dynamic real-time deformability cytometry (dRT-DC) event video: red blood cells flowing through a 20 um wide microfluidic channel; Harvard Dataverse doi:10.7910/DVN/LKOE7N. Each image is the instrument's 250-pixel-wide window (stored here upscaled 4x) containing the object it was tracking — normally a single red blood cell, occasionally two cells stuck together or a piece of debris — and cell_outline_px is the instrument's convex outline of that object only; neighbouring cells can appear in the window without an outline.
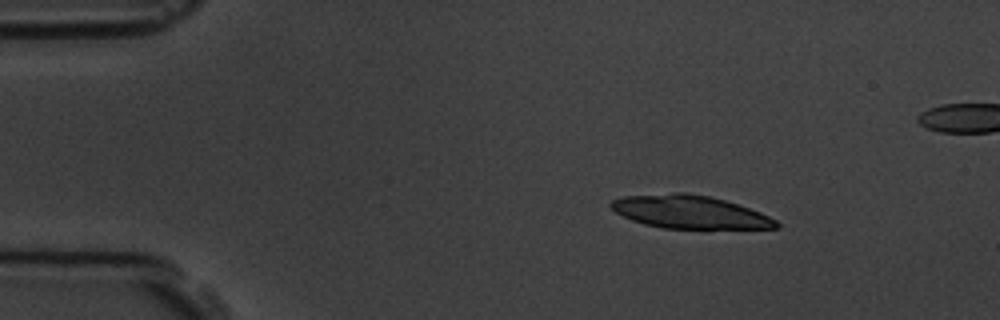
{"species": "common noctule bat (a hibernating species)", "species_latin": "Nyctalus noctula", "temperature_condition": "room temperature", "stored_images_in_passage": 5, "camera_frame_rate_fps": 3000, "um_per_image_px": 0.085, "animal": {"sex": "male", "body_mass_g": 19.5, "forearm_length_mm": 54.6}, "frame": {"image": 1, "passage_image": 2, "time_ms": 1.333, "image_size_px": [1000, 320], "cell_outline_px": [[780, 228], [664, 228], [644, 224], [632, 220], [616, 212], [608, 204], [612, 200], [624, 196], [676, 192], [684, 192], [708, 196], [724, 200], [760, 212], [776, 220], [780, 224]], "centroid_in_image_um": [58.61, 18.01], "position_along_channel_um": 26.4, "area_um2": 31.5}}